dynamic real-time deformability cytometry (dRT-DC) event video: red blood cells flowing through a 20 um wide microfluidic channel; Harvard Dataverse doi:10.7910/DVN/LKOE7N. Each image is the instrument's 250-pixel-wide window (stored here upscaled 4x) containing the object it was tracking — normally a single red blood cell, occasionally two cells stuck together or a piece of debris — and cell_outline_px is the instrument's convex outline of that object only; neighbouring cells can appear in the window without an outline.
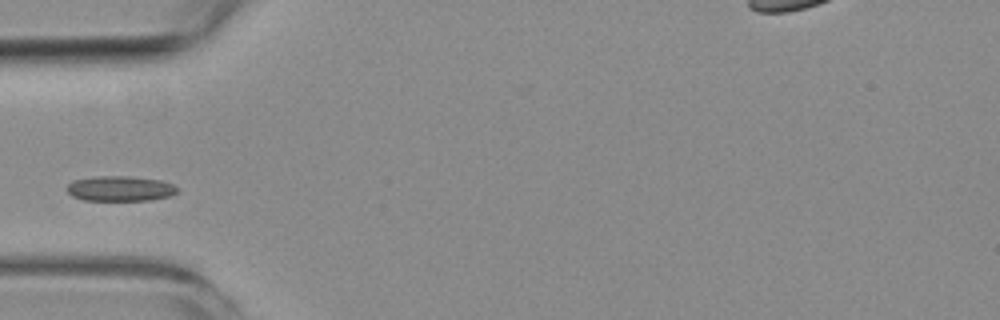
{"species": "common noctule bat (a hibernating species)", "species_latin": "Nyctalus noctula", "temperature_condition": "room temperature", "stored_images_in_passage": 8, "segment_of_instrument_passage": [2, 2], "camera_frame_rate_fps": 3000, "um_per_image_px": 0.085, "animal": {"sex": "female", "body_mass_g": 19.3, "forearm_length_mm": 54.1}, "frame": {"image": 1, "passage_image": 6, "time_ms": 5.667, "image_size_px": [1000, 320], "cell_outline_px": [[176, 192], [168, 196], [152, 200], [84, 200], [72, 196], [68, 192], [68, 184], [72, 180], [92, 176], [128, 176], [160, 180], [172, 184], [176, 188]], "centroid_in_image_um": [10.16, 16.02], "position_along_channel_um": 74.8, "area_um2": 16.07}}
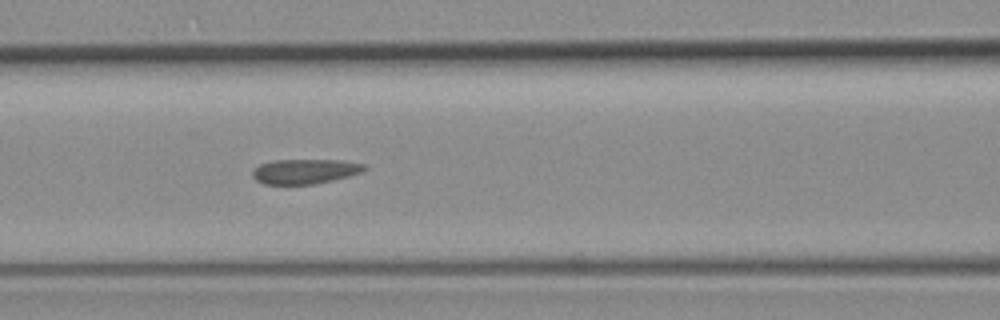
{"frame": {"image": 2, "passage_image": 8, "time_ms": 8.0, "image_size_px": [1000, 320], "cell_outline_px": [[368, 168], [360, 172], [348, 176], [316, 184], [264, 184], [256, 180], [252, 176], [252, 172], [260, 164], [272, 160], [344, 160], [368, 164]], "centroid_in_image_um": [25.95, 14.56], "position_along_channel_um": 140.6, "area_um2": 16.24}}